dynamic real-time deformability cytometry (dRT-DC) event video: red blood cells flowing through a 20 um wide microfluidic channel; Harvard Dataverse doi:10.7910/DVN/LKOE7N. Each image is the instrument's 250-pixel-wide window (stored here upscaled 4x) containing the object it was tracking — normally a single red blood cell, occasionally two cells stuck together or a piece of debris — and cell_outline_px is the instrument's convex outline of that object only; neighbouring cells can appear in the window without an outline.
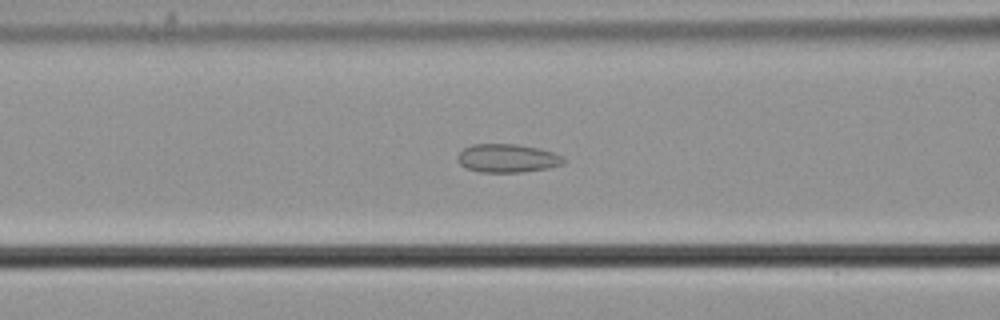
{"species": "common noctule bat (a hibernating species)", "species_latin": "Nyctalus noctula", "temperature_condition": "cold", "stored_images_in_passage": 32, "camera_frame_rate_fps": 3000, "um_per_image_px": 0.085, "animal": {"sex": "male", "body_mass_g": 21.5, "forearm_length_mm": 52.0}, "frame": {"image": 1, "passage_image": 23, "time_ms": 7.333, "image_size_px": [1000, 320], "cell_outline_px": [[568, 160], [564, 164], [548, 168], [520, 172], [480, 172], [468, 168], [460, 164], [456, 156], [464, 148], [472, 144], [516, 144], [536, 148], [552, 152], [564, 156]], "centroid_in_image_um": [43.16, 13.45], "position_along_channel_um": 123.4, "area_um2": 17.57}}
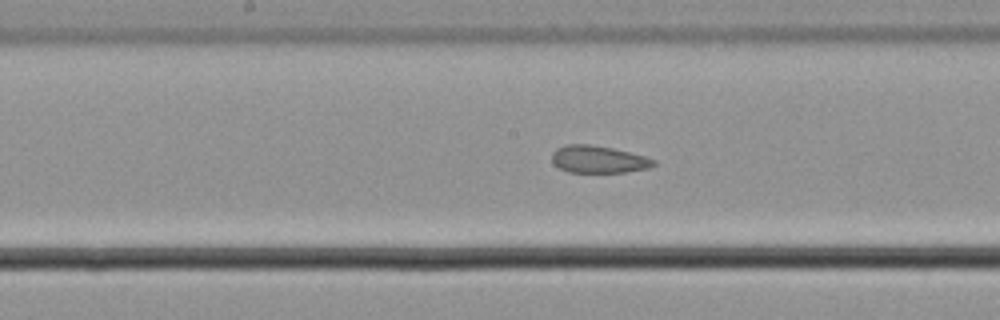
{"frame": {"image": 2, "passage_image": 29, "time_ms": 9.333, "image_size_px": [1000, 320], "cell_outline_px": [[656, 164], [648, 168], [624, 172], [568, 172], [552, 164], [552, 152], [556, 148], [568, 144], [588, 144], [612, 148], [644, 156], [656, 160]], "centroid_in_image_um": [50.83, 13.54], "position_along_channel_um": 197.4, "area_um2": 16.13}}
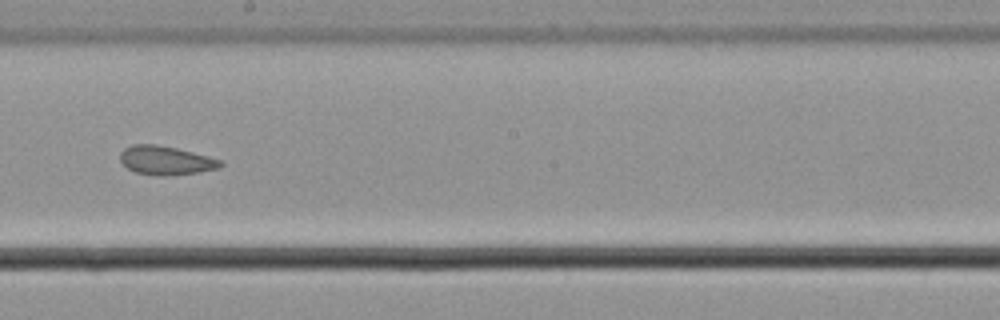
{"frame": {"image": 3, "passage_image": 32, "time_ms": 10.333, "image_size_px": [1000, 320], "cell_outline_px": [[224, 164], [216, 168], [200, 172], [168, 176], [160, 176], [136, 172], [128, 168], [120, 160], [120, 152], [124, 148], [132, 144], [156, 144], [176, 148], [224, 160]], "centroid_in_image_um": [14.1, 13.63], "position_along_channel_um": 234.1, "area_um2": 16.88}}